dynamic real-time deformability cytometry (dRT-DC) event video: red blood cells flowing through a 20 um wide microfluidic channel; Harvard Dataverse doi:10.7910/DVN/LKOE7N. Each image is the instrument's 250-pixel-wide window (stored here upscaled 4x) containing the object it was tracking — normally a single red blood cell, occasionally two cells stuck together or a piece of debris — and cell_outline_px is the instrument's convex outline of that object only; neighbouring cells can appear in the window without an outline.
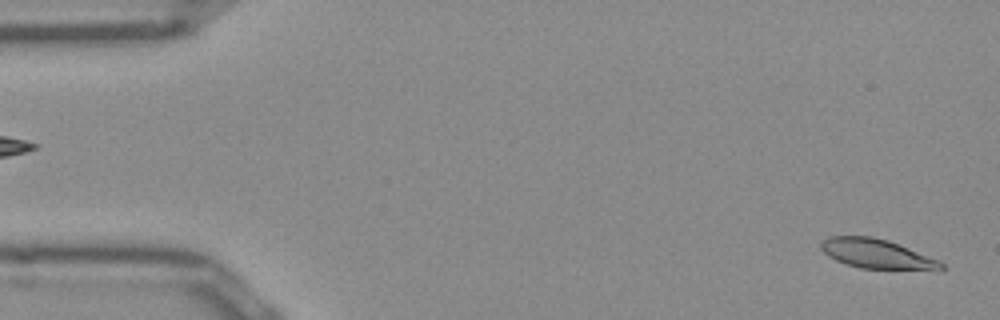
{"species": "Egyptian fruit bat (a non-hibernating species)", "species_latin": "Rousettus aegyptiacus", "temperature_condition": "room temperature", "stored_images_in_passage": 51, "camera_frame_rate_fps": 3000, "um_per_image_px": 0.085, "frame": {"image": 1, "passage_image": 1, "time_ms": 0.0, "image_size_px": [1000, 320], "cell_outline_px": [[944, 268], [860, 268], [836, 260], [828, 256], [820, 248], [820, 244], [824, 240], [832, 236], [872, 236], [888, 240], [936, 260], [944, 264]], "centroid_in_image_um": [74.39, 21.54], "position_along_channel_um": 10.6, "area_um2": 19.59}}
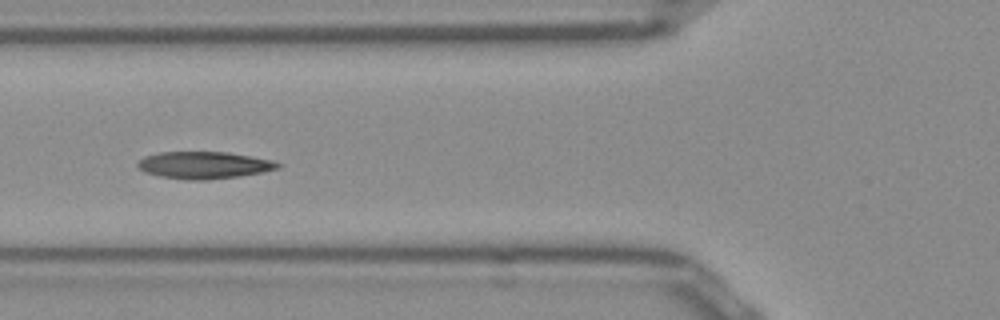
{"frame": {"image": 2, "passage_image": 18, "time_ms": 5.667, "image_size_px": [1000, 320], "cell_outline_px": [[280, 168], [240, 176], [208, 180], [184, 180], [160, 176], [144, 172], [136, 164], [144, 156], [160, 152], [228, 152], [268, 160], [280, 164]], "centroid_in_image_um": [17.28, 14.04], "position_along_channel_um": 108.5, "area_um2": 21.91}}
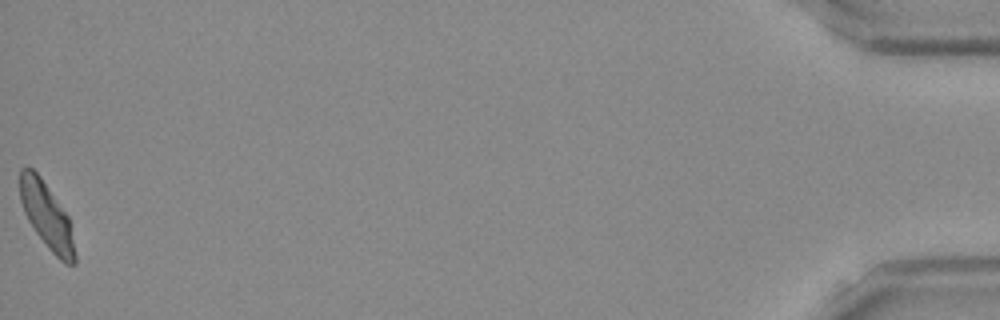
{"frame": {"image": 3, "passage_image": 51, "time_ms": 16.667, "image_size_px": [1000, 320], "cell_outline_px": [[76, 264], [64, 264], [48, 248], [36, 232], [28, 220], [24, 212], [20, 200], [20, 168], [32, 168], [40, 176], [68, 216], [76, 256]], "centroid_in_image_um": [3.97, 18.36], "position_along_channel_um": 431.2, "area_um2": 20.75}, "authors_computed_cell_mechanics": {"area_um2": 21.2704, "velocity_mm_per_s": 3.8775, "shape_relaxation_time_tau1_ms": 2.9012, "shape_relaxation_time_tau2_ms": 1.4783, "deformation_change_tau1": 0.1475, "deformation_change_tau2": 0.0779}}